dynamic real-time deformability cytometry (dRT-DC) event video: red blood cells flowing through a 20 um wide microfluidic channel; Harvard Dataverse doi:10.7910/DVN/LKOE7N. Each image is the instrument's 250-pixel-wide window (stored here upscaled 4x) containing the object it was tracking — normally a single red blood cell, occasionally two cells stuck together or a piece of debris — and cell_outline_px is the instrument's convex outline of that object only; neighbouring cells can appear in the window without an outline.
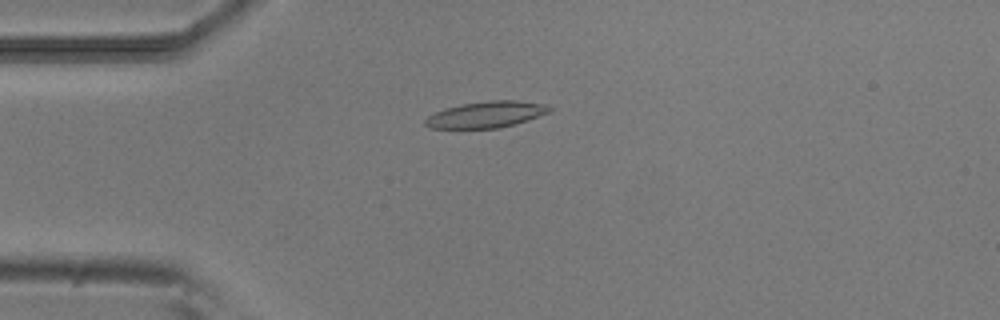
{"species": "common noctule bat (a hibernating species)", "species_latin": "Nyctalus noctula", "temperature_condition": "room temperature", "stored_images_in_passage": 40, "camera_frame_rate_fps": 3000, "um_per_image_px": 0.085, "animal": {"sex": "male", "body_mass_g": 20.5, "forearm_length_mm": 52.5}, "frame": {"image": 1, "passage_image": 1, "time_ms": 0.0, "image_size_px": [1000, 320], "cell_outline_px": [[552, 112], [516, 124], [500, 128], [428, 128], [424, 124], [424, 120], [428, 116], [444, 108], [460, 104], [488, 100], [516, 100], [548, 104], [552, 108]], "centroid_in_image_um": [41.37, 9.73], "position_along_channel_um": 43.6, "area_um2": 19.36}}
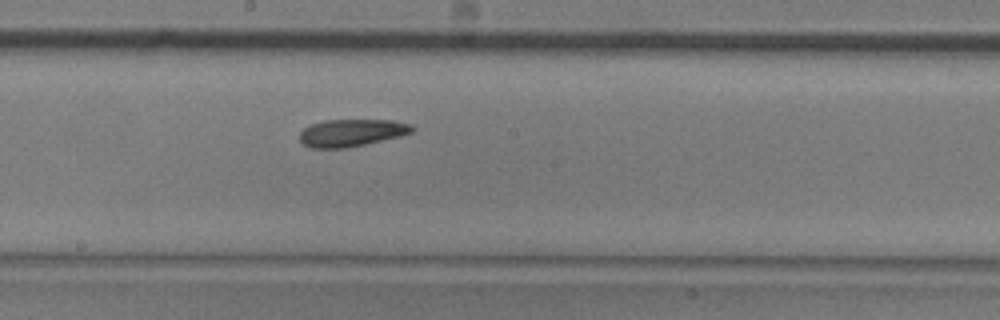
{"frame": {"image": 2, "passage_image": 16, "time_ms": 5.0, "image_size_px": [1000, 320], "cell_outline_px": [[416, 128], [412, 132], [400, 136], [364, 144], [344, 148], [312, 148], [304, 144], [300, 140], [300, 132], [304, 128], [312, 124], [324, 120], [392, 120], [412, 124]], "centroid_in_image_um": [29.9, 11.28], "position_along_channel_um": 218.3, "area_um2": 17.8}}
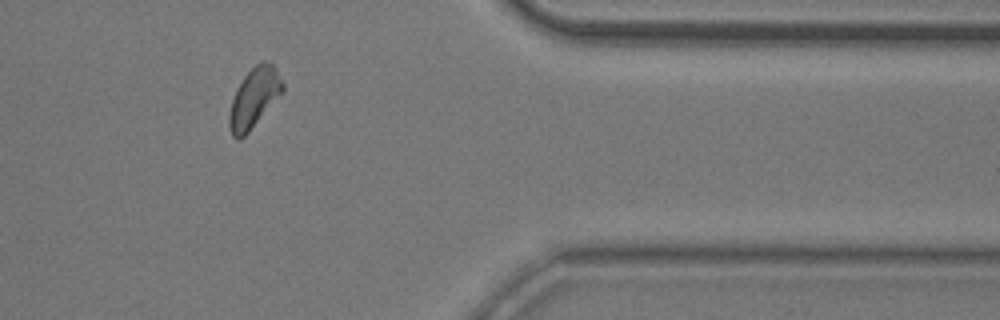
{"frame": {"image": 3, "passage_image": 31, "time_ms": 10.0, "image_size_px": [1000, 320], "cell_outline_px": [[284, 92], [248, 132], [244, 136], [236, 140], [232, 136], [228, 124], [228, 116], [232, 100], [236, 88], [244, 76], [260, 60], [264, 60], [272, 64], [276, 68], [284, 84]], "centroid_in_image_um": [21.6, 8.31], "position_along_channel_um": 389.8, "area_um2": 18.67}, "authors_computed_cell_mechanics": {"area_um2": 18.1781, "velocity_mm_per_s": 3.857, "shape_relaxation_time_tau1_ms": 9.3186, "shape_relaxation_time_tau2_ms": null, "deformation_change_tau1": 0.169, "deformation_change_tau2": null}}